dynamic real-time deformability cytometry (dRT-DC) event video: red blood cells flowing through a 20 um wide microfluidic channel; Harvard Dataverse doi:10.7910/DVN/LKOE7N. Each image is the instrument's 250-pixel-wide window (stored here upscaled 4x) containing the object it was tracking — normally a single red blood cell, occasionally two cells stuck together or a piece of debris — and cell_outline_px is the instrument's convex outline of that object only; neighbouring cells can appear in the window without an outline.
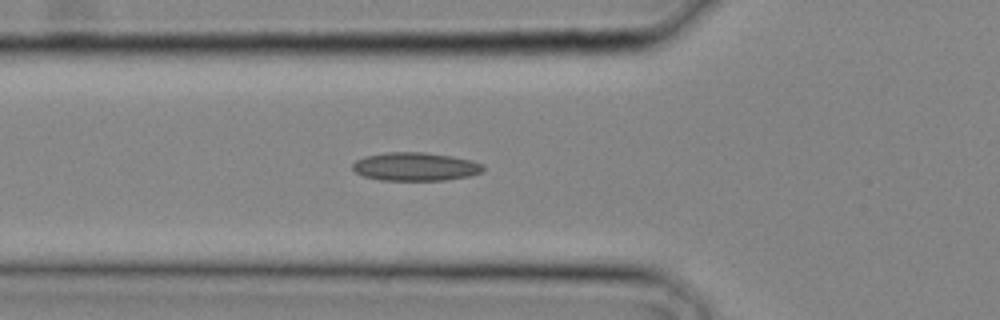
{"species": "common noctule bat (a hibernating species)", "species_latin": "Nyctalus noctula", "temperature_condition": "cold", "stored_images_in_passage": 29, "camera_frame_rate_fps": 3000, "um_per_image_px": 0.085, "animal": {"sex": "male", "body_mass_g": 20.4}, "frame": {"image": 1, "passage_image": 11, "time_ms": 3.333, "image_size_px": [1000, 320], "cell_outline_px": [[484, 172], [468, 176], [444, 180], [380, 180], [364, 176], [356, 172], [352, 168], [352, 164], [356, 160], [364, 156], [384, 152], [424, 152], [452, 156], [472, 160], [484, 164]], "centroid_in_image_um": [35.32, 14.15], "position_along_channel_um": 90.5, "area_um2": 21.73}}
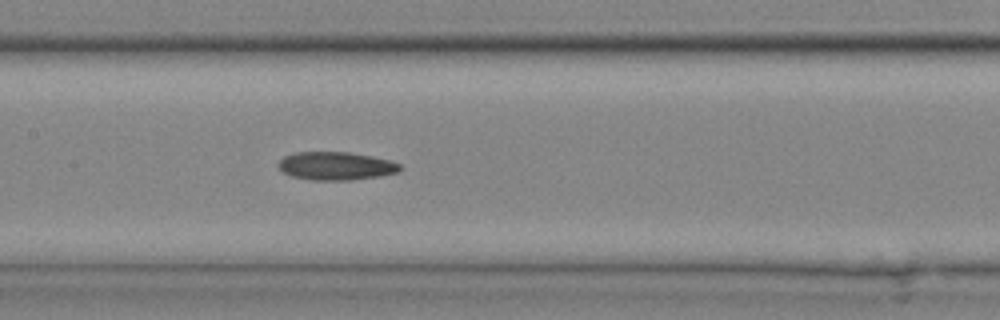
{"frame": {"image": 2, "passage_image": 15, "time_ms": 4.667, "image_size_px": [1000, 320], "cell_outline_px": [[404, 168], [400, 172], [380, 176], [348, 180], [312, 180], [292, 176], [284, 172], [276, 164], [284, 156], [296, 152], [348, 152], [372, 156], [388, 160], [400, 164]], "centroid_in_image_um": [28.58, 14.1], "position_along_channel_um": 178.8, "area_um2": 20.0}}
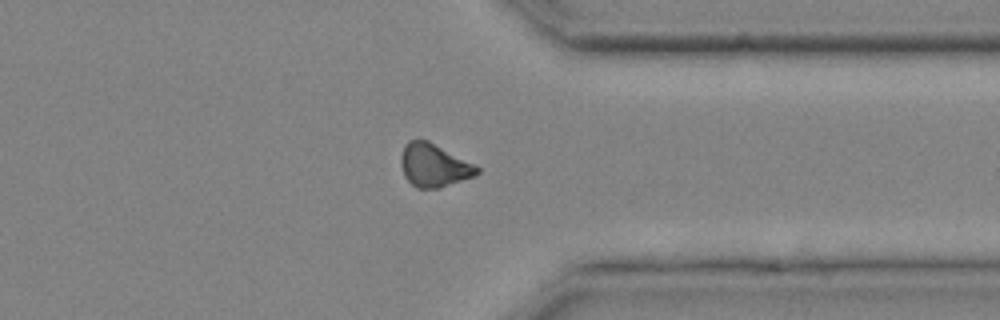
{"frame": {"image": 3, "passage_image": 24, "time_ms": 7.667, "image_size_px": [1000, 320], "cell_outline_px": [[480, 172], [472, 176], [440, 188], [416, 188], [404, 176], [400, 164], [400, 156], [404, 144], [408, 140], [428, 140], [476, 164], [480, 168]], "centroid_in_image_um": [36.87, 14.04], "position_along_channel_um": 374.5, "area_um2": 19.25}}